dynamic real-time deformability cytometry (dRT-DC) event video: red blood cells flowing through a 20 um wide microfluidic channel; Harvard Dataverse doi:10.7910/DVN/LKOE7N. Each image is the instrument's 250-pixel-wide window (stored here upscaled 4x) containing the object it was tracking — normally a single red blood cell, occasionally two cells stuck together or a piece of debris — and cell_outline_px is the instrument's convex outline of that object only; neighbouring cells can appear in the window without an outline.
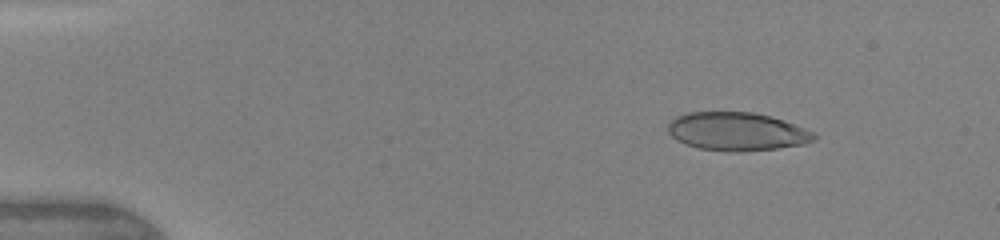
{"species": "human", "species_latin": "Homo sapiens", "temperature_condition": "warm", "stored_images_in_passage": 9, "camera_frame_rate_fps": 3000, "um_per_image_px": 0.085, "donor": {"sex": "female"}, "frame": {"image": 1, "passage_image": 3, "time_ms": 1.667, "image_size_px": [1000, 240], "cell_outline_px": [[816, 136], [812, 140], [804, 144], [776, 148], [740, 152], [732, 152], [700, 148], [684, 144], [676, 140], [668, 132], [668, 124], [676, 116], [688, 112], [752, 112], [768, 116], [804, 128], [812, 132]], "centroid_in_image_um": [62.57, 11.18], "position_along_channel_um": 22.4, "area_um2": 32.25}}
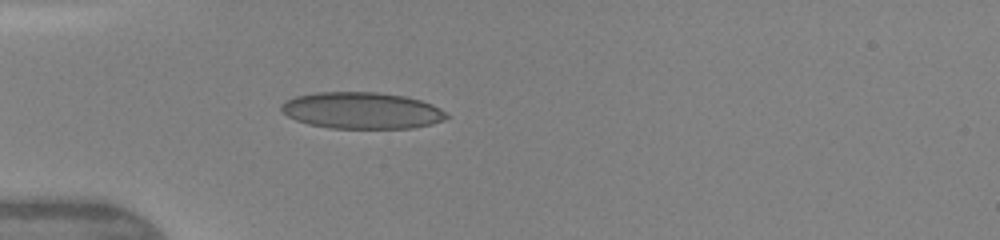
{"frame": {"image": 2, "passage_image": 6, "time_ms": 4.333, "image_size_px": [1000, 240], "cell_outline_px": [[448, 116], [444, 120], [432, 124], [412, 128], [328, 128], [308, 124], [296, 120], [288, 116], [280, 108], [280, 104], [296, 96], [316, 92], [376, 92], [404, 96], [420, 100], [432, 104], [440, 108]], "centroid_in_image_um": [30.75, 9.39], "position_along_channel_um": 54.3, "area_um2": 35.14}}